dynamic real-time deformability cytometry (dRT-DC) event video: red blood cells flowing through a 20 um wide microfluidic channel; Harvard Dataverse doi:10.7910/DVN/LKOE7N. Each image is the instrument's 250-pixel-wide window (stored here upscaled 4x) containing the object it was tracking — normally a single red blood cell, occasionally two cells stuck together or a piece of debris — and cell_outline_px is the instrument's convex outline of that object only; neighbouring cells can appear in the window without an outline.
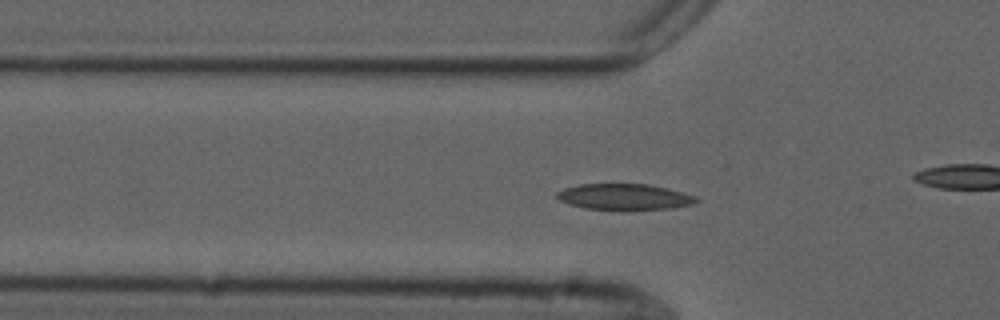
{"species": "common noctule bat (a hibernating species)", "species_latin": "Nyctalus noctula", "temperature_condition": "cold", "stored_images_in_passage": 53, "camera_frame_rate_fps": 3000, "um_per_image_px": 0.085, "animal": {"sex": "male", "forearm_length_mm": 52.5}, "frame": {"image": 1, "passage_image": 15, "time_ms": 4.667, "image_size_px": [1000, 320], "cell_outline_px": [[700, 200], [696, 204], [672, 208], [628, 212], [616, 212], [584, 208], [568, 204], [560, 200], [556, 196], [556, 192], [564, 188], [580, 184], [648, 184], [668, 188], [692, 196]], "centroid_in_image_um": [53.06, 16.78], "position_along_channel_um": 72.7, "area_um2": 21.96}}
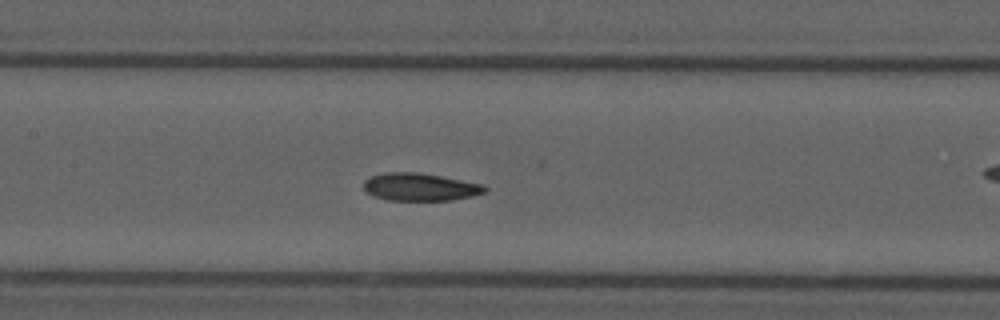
{"frame": {"image": 2, "passage_image": 23, "time_ms": 7.333, "image_size_px": [1000, 320], "cell_outline_px": [[488, 188], [484, 192], [472, 196], [452, 200], [388, 200], [372, 196], [364, 192], [364, 180], [372, 176], [384, 172], [416, 172], [440, 176], [480, 184]], "centroid_in_image_um": [35.64, 15.9], "position_along_channel_um": 171.8, "area_um2": 19.42}}
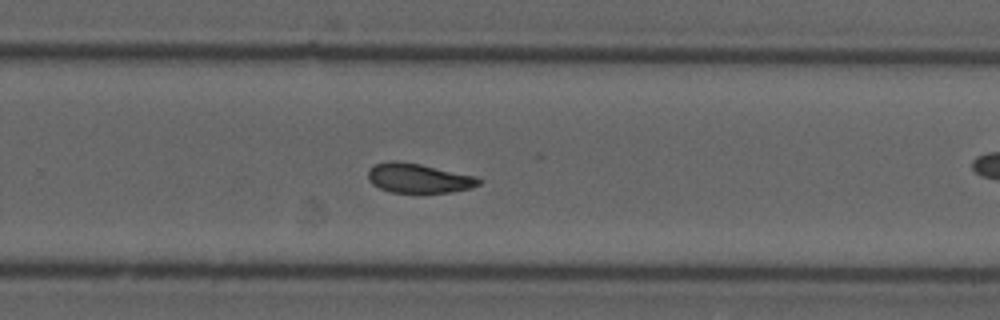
{"frame": {"image": 3, "passage_image": 33, "time_ms": 10.667, "image_size_px": [1000, 320], "cell_outline_px": [[484, 180], [480, 184], [472, 188], [452, 192], [392, 192], [380, 188], [372, 184], [368, 180], [368, 168], [376, 164], [388, 160], [396, 160], [420, 164], [476, 176]], "centroid_in_image_um": [35.59, 15.13], "position_along_channel_um": 294.2, "area_um2": 19.13}, "authors_computed_cell_mechanics": {"area_um2": 19.9988, "velocity_mm_per_s": 3.6972, "shape_relaxation_time_tau1_ms": null, "shape_relaxation_time_tau2_ms": 4.2456, "deformation_change_tau1": null, "deformation_change_tau2": 0.0756}}